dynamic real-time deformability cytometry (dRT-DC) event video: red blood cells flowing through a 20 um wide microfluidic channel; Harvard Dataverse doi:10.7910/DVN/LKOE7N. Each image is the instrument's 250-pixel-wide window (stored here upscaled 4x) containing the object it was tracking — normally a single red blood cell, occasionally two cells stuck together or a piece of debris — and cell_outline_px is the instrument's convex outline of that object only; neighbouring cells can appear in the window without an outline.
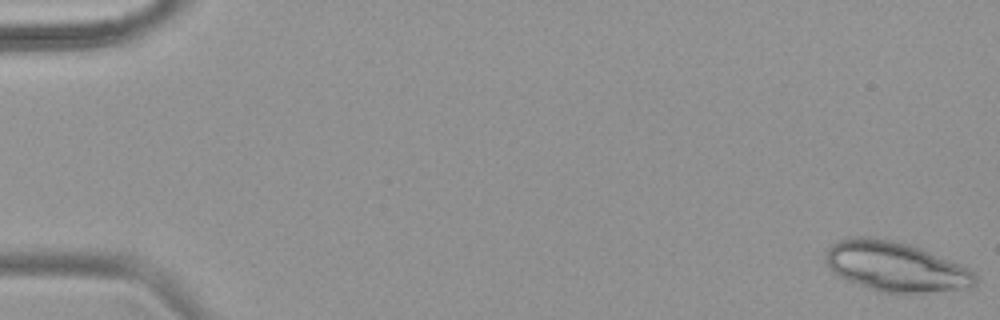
{"species": "common noctule bat (a hibernating species)", "species_latin": "Nyctalus noctula", "temperature_condition": "warm", "stored_images_in_passage": 53, "camera_frame_rate_fps": 3000, "um_per_image_px": 0.085, "animal": {"sex": "female", "body_mass_g": 18.4}, "frame": {"image": 1, "passage_image": 1, "time_ms": 0.0, "image_size_px": [1000, 320], "cell_outline_px": [[976, 284], [972, 288], [924, 292], [880, 292], [848, 280], [832, 272], [824, 260], [824, 256], [828, 248], [832, 244], [840, 240], [852, 236], [864, 236], [888, 240], [908, 244], [920, 248], [968, 268], [976, 276]], "centroid_in_image_um": [76.09, 22.66], "position_along_channel_um": 8.9, "area_um2": 42.83}}